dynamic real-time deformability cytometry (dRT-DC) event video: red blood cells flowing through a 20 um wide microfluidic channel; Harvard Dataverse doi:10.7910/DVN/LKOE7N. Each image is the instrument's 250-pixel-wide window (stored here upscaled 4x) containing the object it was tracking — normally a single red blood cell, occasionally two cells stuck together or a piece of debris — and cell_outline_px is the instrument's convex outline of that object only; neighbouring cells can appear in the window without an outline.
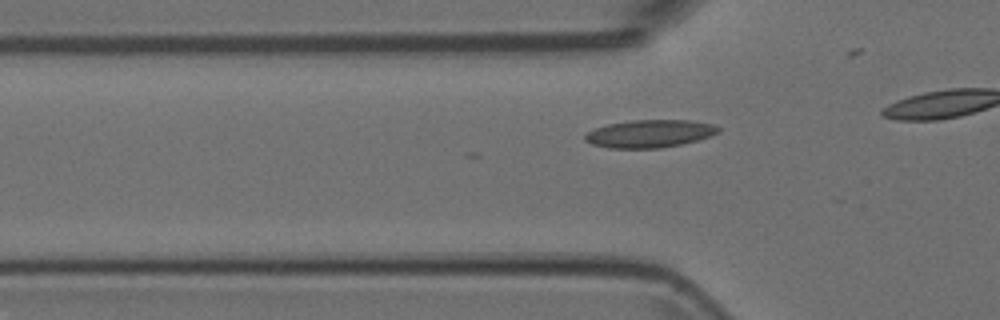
{"species": "Egyptian fruit bat (a non-hibernating species)", "species_latin": "Rousettus aegyptiacus", "temperature_condition": "room temperature", "stored_images_in_passage": 17, "camera_frame_rate_fps": 3000, "um_per_image_px": 0.085, "animal": {"sex": "female"}, "frame": {"image": 1, "passage_image": 14, "time_ms": 4.333, "image_size_px": [1000, 320], "cell_outline_px": [[720, 132], [712, 136], [680, 144], [660, 148], [608, 148], [592, 144], [584, 140], [584, 136], [588, 132], [596, 128], [608, 124], [632, 120], [688, 120], [712, 124], [720, 128]], "centroid_in_image_um": [55.22, 11.36], "position_along_channel_um": 70.6, "area_um2": 21.44}}
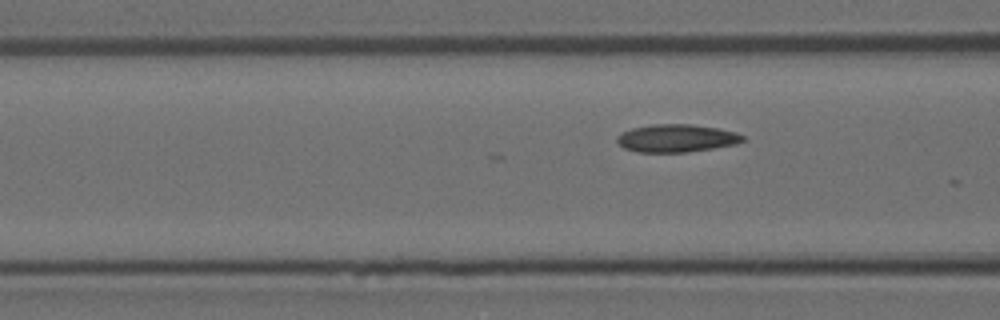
{"frame": {"image": 2, "passage_image": 17, "time_ms": 5.333, "image_size_px": [1000, 320], "cell_outline_px": [[744, 140], [736, 144], [688, 152], [636, 152], [624, 148], [616, 140], [616, 136], [632, 128], [652, 124], [692, 124], [716, 128], [736, 132], [744, 136]], "centroid_in_image_um": [57.49, 11.75], "position_along_channel_um": 109.1, "area_um2": 20.29}}